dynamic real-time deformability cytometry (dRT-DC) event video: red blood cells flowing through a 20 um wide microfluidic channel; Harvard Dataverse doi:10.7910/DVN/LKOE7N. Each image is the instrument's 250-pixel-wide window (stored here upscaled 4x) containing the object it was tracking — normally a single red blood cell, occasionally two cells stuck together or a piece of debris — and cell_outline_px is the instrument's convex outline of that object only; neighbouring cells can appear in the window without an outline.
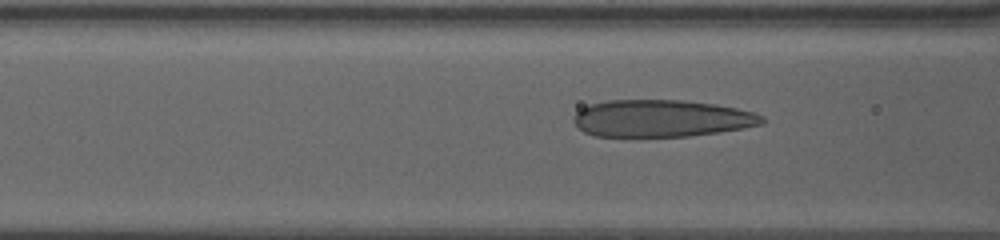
{"species": "human", "species_latin": "Homo sapiens", "temperature_condition": "warm", "stored_images_in_passage": 38, "camera_frame_rate_fps": 3000, "um_per_image_px": 0.085, "donor": {"sex": "female"}, "frame": {"image": 1, "passage_image": 9, "time_ms": 2.667, "image_size_px": [1000, 240], "cell_outline_px": [[764, 124], [744, 128], [720, 132], [688, 136], [596, 136], [584, 132], [572, 120], [576, 112], [580, 108], [592, 104], [608, 100], [684, 100], [716, 104], [736, 108], [752, 112], [764, 116]], "centroid_in_image_um": [56.24, 10.06], "position_along_channel_um": 110.4, "area_um2": 40.75}}
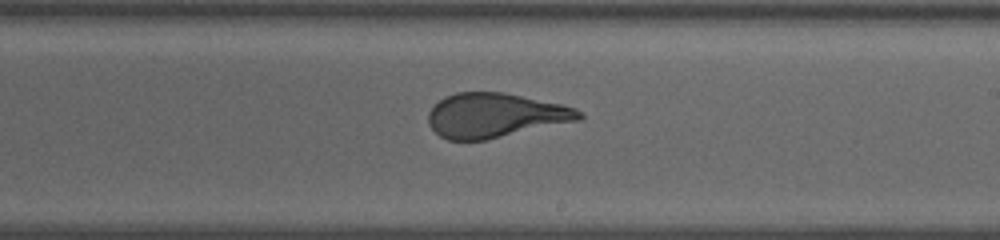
{"frame": {"image": 2, "passage_image": 21, "time_ms": 6.667, "image_size_px": [1000, 240], "cell_outline_px": [[584, 116], [580, 120], [488, 140], [448, 140], [440, 136], [428, 124], [428, 112], [444, 96], [456, 92], [504, 92], [564, 104], [576, 108], [584, 112]], "centroid_in_image_um": [42.13, 9.8], "position_along_channel_um": 246.9, "area_um2": 39.42}}
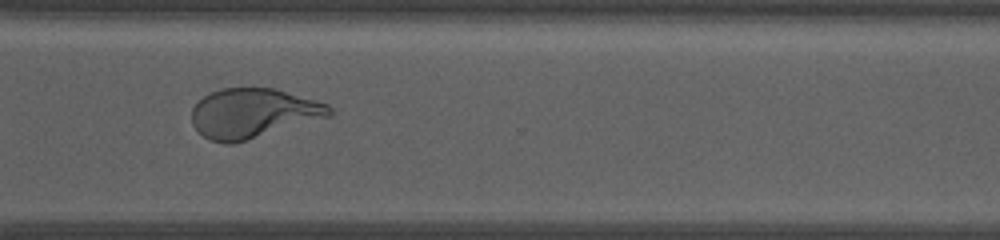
{"frame": {"image": 3, "passage_image": 30, "time_ms": 9.667, "image_size_px": [1000, 240], "cell_outline_px": [[332, 116], [232, 144], [224, 144], [208, 140], [192, 124], [192, 108], [204, 96], [220, 88], [276, 88], [316, 100], [328, 104], [332, 108]], "centroid_in_image_um": [21.53, 9.62], "position_along_channel_um": 349.1, "area_um2": 39.77}}